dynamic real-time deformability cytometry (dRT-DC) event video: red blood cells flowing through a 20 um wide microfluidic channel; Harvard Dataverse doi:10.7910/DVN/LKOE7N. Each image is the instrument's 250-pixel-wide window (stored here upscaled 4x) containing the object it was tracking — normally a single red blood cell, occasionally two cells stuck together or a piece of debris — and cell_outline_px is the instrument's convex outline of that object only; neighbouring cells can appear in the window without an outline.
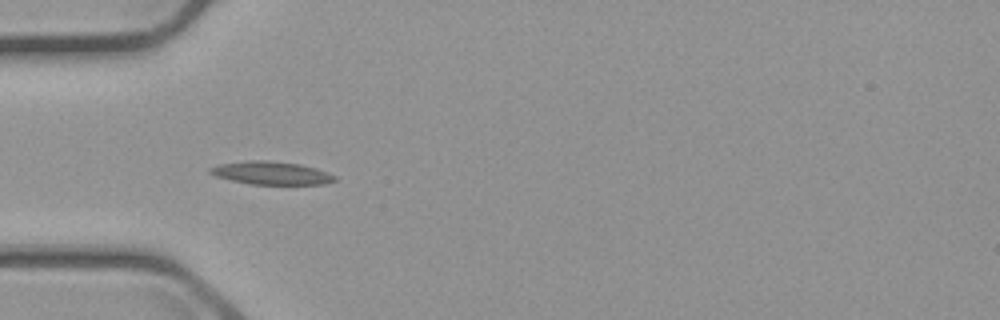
{"species": "common noctule bat (a hibernating species)", "species_latin": "Nyctalus noctula", "temperature_condition": "cold", "stored_images_in_passage": 5, "camera_frame_rate_fps": 3000, "um_per_image_px": 0.085, "animal": {"sex": "male", "body_mass_g": 23.1, "forearm_length_mm": 52.7}, "frame": {"image": 1, "passage_image": 4, "time_ms": 4.667, "image_size_px": [1000, 320], "cell_outline_px": [[336, 180], [324, 184], [252, 184], [232, 180], [216, 176], [208, 172], [208, 168], [216, 164], [248, 160], [268, 160], [300, 164], [316, 168], [336, 176]], "centroid_in_image_um": [23.02, 14.69], "position_along_channel_um": 62.0, "area_um2": 16.76}}
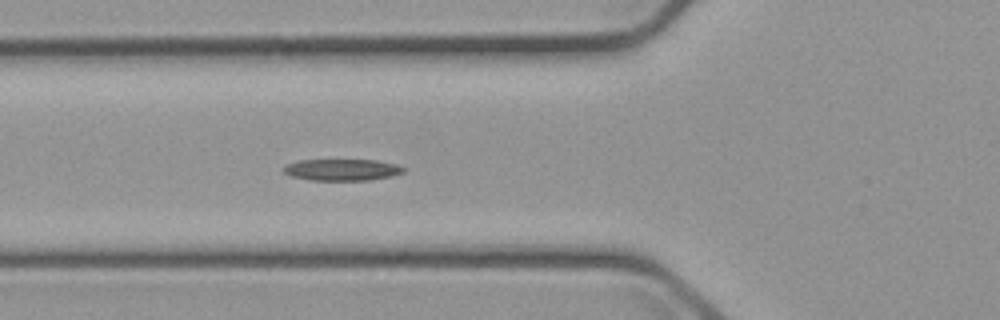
{"frame": {"image": 2, "passage_image": 5, "time_ms": 5.667, "image_size_px": [1000, 320], "cell_outline_px": [[404, 172], [392, 176], [368, 180], [308, 180], [292, 176], [284, 172], [284, 168], [288, 164], [296, 160], [376, 160], [396, 164], [404, 168]], "centroid_in_image_um": [29.08, 14.43], "position_along_channel_um": 96.7, "area_um2": 14.97}}